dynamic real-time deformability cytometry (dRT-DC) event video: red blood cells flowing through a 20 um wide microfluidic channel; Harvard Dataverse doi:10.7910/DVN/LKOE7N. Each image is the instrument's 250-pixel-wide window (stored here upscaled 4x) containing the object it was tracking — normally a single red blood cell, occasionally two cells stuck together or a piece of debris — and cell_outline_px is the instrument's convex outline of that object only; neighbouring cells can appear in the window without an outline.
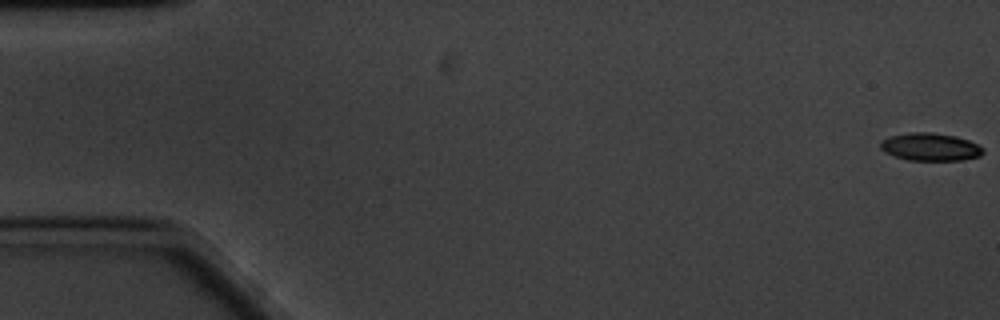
{"species": "common noctule bat (a hibernating species)", "species_latin": "Nyctalus noctula", "temperature_condition": "cold", "stored_images_in_passage": 61, "camera_frame_rate_fps": 3000, "um_per_image_px": 0.085, "animal": {"sex": "male", "body_mass_g": 20.1, "forearm_length_mm": 53.5}, "frame": {"image": 1, "passage_image": 1, "time_ms": 0.0, "image_size_px": [1000, 320], "cell_outline_px": [[984, 152], [980, 156], [964, 160], [908, 160], [884, 152], [880, 148], [880, 140], [892, 136], [912, 132], [932, 132], [956, 136], [968, 140], [984, 148]], "centroid_in_image_um": [79.09, 12.49], "position_along_channel_um": 5.9, "area_um2": 16.59}}
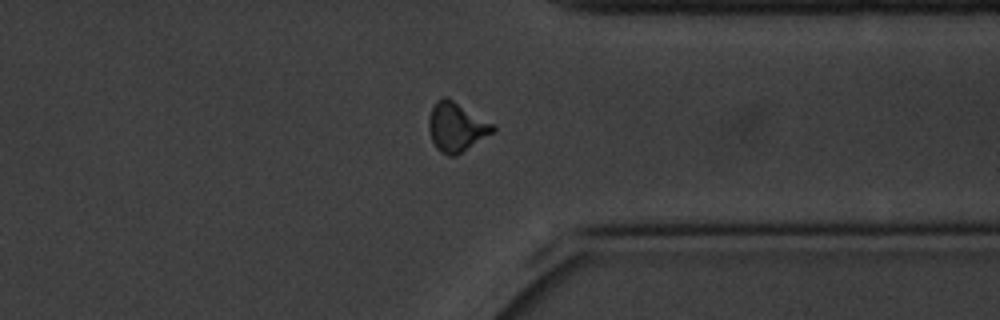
{"frame": {"image": 2, "passage_image": 47, "time_ms": 15.333, "image_size_px": [1000, 320], "cell_outline_px": [[496, 132], [456, 156], [448, 156], [440, 152], [436, 148], [432, 140], [428, 128], [428, 120], [432, 108], [436, 100], [440, 96], [448, 96], [492, 124], [496, 128]], "centroid_in_image_um": [38.78, 10.8], "position_along_channel_um": 372.6, "area_um2": 18.61}}
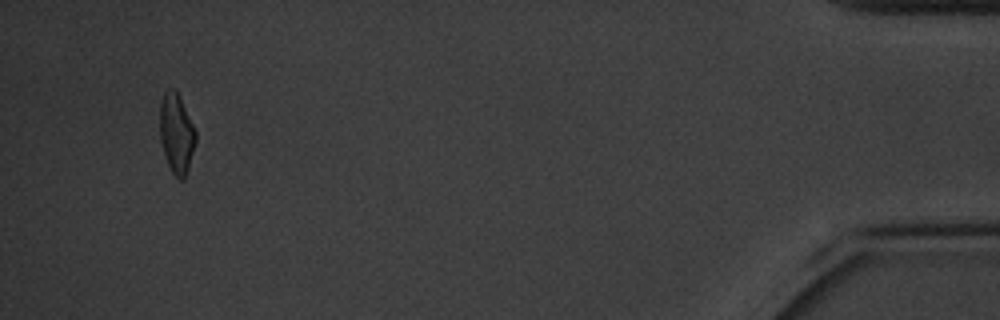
{"frame": {"image": 3, "passage_image": 58, "time_ms": 19.0, "image_size_px": [1000, 320], "cell_outline_px": [[196, 140], [188, 168], [184, 180], [180, 180], [172, 172], [168, 164], [160, 140], [160, 104], [164, 92], [168, 88], [176, 88], [180, 96], [196, 132]], "centroid_in_image_um": [14.99, 11.3], "position_along_channel_um": 420.2, "area_um2": 16.59}, "authors_computed_cell_mechanics": {"area_um2": 17.34, "velocity_mm_per_s": 3.3237, "shape_relaxation_time_tau1_ms": 3.2961, "shape_relaxation_time_tau2_ms": 3.5857, "deformation_change_tau1": 0.1199, "deformation_change_tau2": 0.1011}}